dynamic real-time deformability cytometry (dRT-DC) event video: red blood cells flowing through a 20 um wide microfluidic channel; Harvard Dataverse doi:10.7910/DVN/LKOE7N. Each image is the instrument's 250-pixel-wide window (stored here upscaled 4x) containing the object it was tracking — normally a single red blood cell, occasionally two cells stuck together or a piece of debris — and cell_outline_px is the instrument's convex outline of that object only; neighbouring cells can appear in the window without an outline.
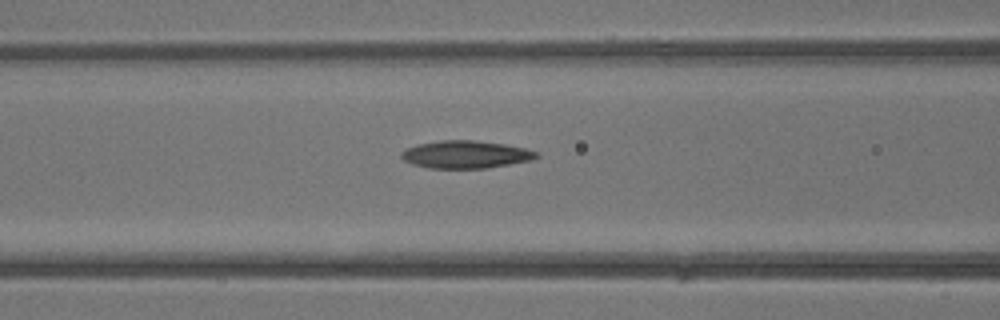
{"species": "common noctule bat (a hibernating species)", "species_latin": "Nyctalus noctula", "temperature_condition": "warm", "stored_images_in_passage": 4, "camera_frame_rate_fps": 3000, "um_per_image_px": 0.085, "animal": {"sex": "male", "body_mass_g": 13.3}, "frame": {"image": 1, "passage_image": 3, "time_ms": 2.333, "image_size_px": [1000, 320], "cell_outline_px": [[540, 156], [532, 160], [488, 168], [428, 168], [412, 164], [404, 160], [400, 156], [400, 152], [416, 144], [440, 140], [476, 140], [504, 144], [524, 148], [540, 152]], "centroid_in_image_um": [39.59, 13.13], "position_along_channel_um": 127.0, "area_um2": 21.91}}